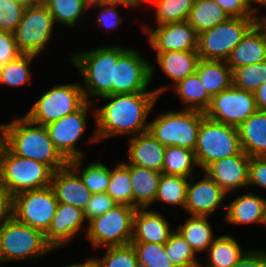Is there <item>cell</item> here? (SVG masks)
<instances>
[{
  "instance_id": "56",
  "label": "cell",
  "mask_w": 266,
  "mask_h": 267,
  "mask_svg": "<svg viewBox=\"0 0 266 267\" xmlns=\"http://www.w3.org/2000/svg\"><path fill=\"white\" fill-rule=\"evenodd\" d=\"M109 3H121L127 5L128 7H137V0H107Z\"/></svg>"
},
{
  "instance_id": "34",
  "label": "cell",
  "mask_w": 266,
  "mask_h": 267,
  "mask_svg": "<svg viewBox=\"0 0 266 267\" xmlns=\"http://www.w3.org/2000/svg\"><path fill=\"white\" fill-rule=\"evenodd\" d=\"M82 159L83 157L73 159L69 161V165L79 174L91 194L106 192L110 181V168L100 161H91L82 168Z\"/></svg>"
},
{
  "instance_id": "63",
  "label": "cell",
  "mask_w": 266,
  "mask_h": 267,
  "mask_svg": "<svg viewBox=\"0 0 266 267\" xmlns=\"http://www.w3.org/2000/svg\"><path fill=\"white\" fill-rule=\"evenodd\" d=\"M64 267H78V263H75V264H70V265H66Z\"/></svg>"
},
{
  "instance_id": "57",
  "label": "cell",
  "mask_w": 266,
  "mask_h": 267,
  "mask_svg": "<svg viewBox=\"0 0 266 267\" xmlns=\"http://www.w3.org/2000/svg\"><path fill=\"white\" fill-rule=\"evenodd\" d=\"M83 1H84V4H85L88 8H92L93 6L101 5V4L107 2V0H83Z\"/></svg>"
},
{
  "instance_id": "2",
  "label": "cell",
  "mask_w": 266,
  "mask_h": 267,
  "mask_svg": "<svg viewBox=\"0 0 266 267\" xmlns=\"http://www.w3.org/2000/svg\"><path fill=\"white\" fill-rule=\"evenodd\" d=\"M127 49L124 46L110 45L72 54L69 59L82 76L84 84L80 85L86 101L92 102V97L100 98L114 94L115 66Z\"/></svg>"
},
{
  "instance_id": "53",
  "label": "cell",
  "mask_w": 266,
  "mask_h": 267,
  "mask_svg": "<svg viewBox=\"0 0 266 267\" xmlns=\"http://www.w3.org/2000/svg\"><path fill=\"white\" fill-rule=\"evenodd\" d=\"M254 97L258 110L266 111V83L257 88Z\"/></svg>"
},
{
  "instance_id": "33",
  "label": "cell",
  "mask_w": 266,
  "mask_h": 267,
  "mask_svg": "<svg viewBox=\"0 0 266 267\" xmlns=\"http://www.w3.org/2000/svg\"><path fill=\"white\" fill-rule=\"evenodd\" d=\"M199 168L195 152L178 146H166L162 173L191 178Z\"/></svg>"
},
{
  "instance_id": "23",
  "label": "cell",
  "mask_w": 266,
  "mask_h": 267,
  "mask_svg": "<svg viewBox=\"0 0 266 267\" xmlns=\"http://www.w3.org/2000/svg\"><path fill=\"white\" fill-rule=\"evenodd\" d=\"M199 60L197 50L156 52L157 65L173 81V85L154 89L157 95L160 97L169 87L194 74Z\"/></svg>"
},
{
  "instance_id": "26",
  "label": "cell",
  "mask_w": 266,
  "mask_h": 267,
  "mask_svg": "<svg viewBox=\"0 0 266 267\" xmlns=\"http://www.w3.org/2000/svg\"><path fill=\"white\" fill-rule=\"evenodd\" d=\"M130 172L133 189V207L149 208L155 203L161 172L121 161Z\"/></svg>"
},
{
  "instance_id": "18",
  "label": "cell",
  "mask_w": 266,
  "mask_h": 267,
  "mask_svg": "<svg viewBox=\"0 0 266 267\" xmlns=\"http://www.w3.org/2000/svg\"><path fill=\"white\" fill-rule=\"evenodd\" d=\"M250 158L241 151L238 155L213 162L203 172L227 194L241 187H246L247 191Z\"/></svg>"
},
{
  "instance_id": "19",
  "label": "cell",
  "mask_w": 266,
  "mask_h": 267,
  "mask_svg": "<svg viewBox=\"0 0 266 267\" xmlns=\"http://www.w3.org/2000/svg\"><path fill=\"white\" fill-rule=\"evenodd\" d=\"M84 222L86 221L82 209L71 204L58 203L51 225L45 233V239L53 251L70 245L71 240L84 230Z\"/></svg>"
},
{
  "instance_id": "36",
  "label": "cell",
  "mask_w": 266,
  "mask_h": 267,
  "mask_svg": "<svg viewBox=\"0 0 266 267\" xmlns=\"http://www.w3.org/2000/svg\"><path fill=\"white\" fill-rule=\"evenodd\" d=\"M117 205L133 207V189L129 169L118 162L110 169V181L106 191Z\"/></svg>"
},
{
  "instance_id": "31",
  "label": "cell",
  "mask_w": 266,
  "mask_h": 267,
  "mask_svg": "<svg viewBox=\"0 0 266 267\" xmlns=\"http://www.w3.org/2000/svg\"><path fill=\"white\" fill-rule=\"evenodd\" d=\"M208 219L209 216L190 215L184 224L175 228L196 253L207 251L216 238Z\"/></svg>"
},
{
  "instance_id": "10",
  "label": "cell",
  "mask_w": 266,
  "mask_h": 267,
  "mask_svg": "<svg viewBox=\"0 0 266 267\" xmlns=\"http://www.w3.org/2000/svg\"><path fill=\"white\" fill-rule=\"evenodd\" d=\"M257 17H230L211 29L198 34L199 58L226 61L232 50L257 23Z\"/></svg>"
},
{
  "instance_id": "43",
  "label": "cell",
  "mask_w": 266,
  "mask_h": 267,
  "mask_svg": "<svg viewBox=\"0 0 266 267\" xmlns=\"http://www.w3.org/2000/svg\"><path fill=\"white\" fill-rule=\"evenodd\" d=\"M105 249L103 258L93 256L100 267H139L135 250L131 244L109 246Z\"/></svg>"
},
{
  "instance_id": "3",
  "label": "cell",
  "mask_w": 266,
  "mask_h": 267,
  "mask_svg": "<svg viewBox=\"0 0 266 267\" xmlns=\"http://www.w3.org/2000/svg\"><path fill=\"white\" fill-rule=\"evenodd\" d=\"M8 148L17 156L46 164L53 172L69 164L54 146L46 126L26 116L9 122Z\"/></svg>"
},
{
  "instance_id": "49",
  "label": "cell",
  "mask_w": 266,
  "mask_h": 267,
  "mask_svg": "<svg viewBox=\"0 0 266 267\" xmlns=\"http://www.w3.org/2000/svg\"><path fill=\"white\" fill-rule=\"evenodd\" d=\"M266 189V157H251L249 163L248 186Z\"/></svg>"
},
{
  "instance_id": "45",
  "label": "cell",
  "mask_w": 266,
  "mask_h": 267,
  "mask_svg": "<svg viewBox=\"0 0 266 267\" xmlns=\"http://www.w3.org/2000/svg\"><path fill=\"white\" fill-rule=\"evenodd\" d=\"M116 203L106 192L92 194L83 210L86 223L112 209Z\"/></svg>"
},
{
  "instance_id": "4",
  "label": "cell",
  "mask_w": 266,
  "mask_h": 267,
  "mask_svg": "<svg viewBox=\"0 0 266 267\" xmlns=\"http://www.w3.org/2000/svg\"><path fill=\"white\" fill-rule=\"evenodd\" d=\"M205 112L181 109L166 111L149 122L148 132L163 146H178L194 151Z\"/></svg>"
},
{
  "instance_id": "22",
  "label": "cell",
  "mask_w": 266,
  "mask_h": 267,
  "mask_svg": "<svg viewBox=\"0 0 266 267\" xmlns=\"http://www.w3.org/2000/svg\"><path fill=\"white\" fill-rule=\"evenodd\" d=\"M265 60L266 27L257 22L232 50L226 62L228 66L234 70L242 66L257 64Z\"/></svg>"
},
{
  "instance_id": "15",
  "label": "cell",
  "mask_w": 266,
  "mask_h": 267,
  "mask_svg": "<svg viewBox=\"0 0 266 267\" xmlns=\"http://www.w3.org/2000/svg\"><path fill=\"white\" fill-rule=\"evenodd\" d=\"M154 75V65L136 49L128 48L115 66L114 94L155 92L148 89Z\"/></svg>"
},
{
  "instance_id": "40",
  "label": "cell",
  "mask_w": 266,
  "mask_h": 267,
  "mask_svg": "<svg viewBox=\"0 0 266 267\" xmlns=\"http://www.w3.org/2000/svg\"><path fill=\"white\" fill-rule=\"evenodd\" d=\"M54 22L75 27L89 8L83 0H49L46 4Z\"/></svg>"
},
{
  "instance_id": "16",
  "label": "cell",
  "mask_w": 266,
  "mask_h": 267,
  "mask_svg": "<svg viewBox=\"0 0 266 267\" xmlns=\"http://www.w3.org/2000/svg\"><path fill=\"white\" fill-rule=\"evenodd\" d=\"M142 25L148 43L156 52L190 51L198 49V33L188 21L159 25L156 29Z\"/></svg>"
},
{
  "instance_id": "39",
  "label": "cell",
  "mask_w": 266,
  "mask_h": 267,
  "mask_svg": "<svg viewBox=\"0 0 266 267\" xmlns=\"http://www.w3.org/2000/svg\"><path fill=\"white\" fill-rule=\"evenodd\" d=\"M35 58L36 55L22 54L18 58L0 66V85L22 87L29 83L31 79L29 67Z\"/></svg>"
},
{
  "instance_id": "32",
  "label": "cell",
  "mask_w": 266,
  "mask_h": 267,
  "mask_svg": "<svg viewBox=\"0 0 266 267\" xmlns=\"http://www.w3.org/2000/svg\"><path fill=\"white\" fill-rule=\"evenodd\" d=\"M229 18L213 0H195L187 21L199 34L226 22Z\"/></svg>"
},
{
  "instance_id": "38",
  "label": "cell",
  "mask_w": 266,
  "mask_h": 267,
  "mask_svg": "<svg viewBox=\"0 0 266 267\" xmlns=\"http://www.w3.org/2000/svg\"><path fill=\"white\" fill-rule=\"evenodd\" d=\"M195 0H152L157 26L186 21Z\"/></svg>"
},
{
  "instance_id": "30",
  "label": "cell",
  "mask_w": 266,
  "mask_h": 267,
  "mask_svg": "<svg viewBox=\"0 0 266 267\" xmlns=\"http://www.w3.org/2000/svg\"><path fill=\"white\" fill-rule=\"evenodd\" d=\"M171 89L186 105L182 109L205 112L210 106L212 97L207 93L196 72L176 83Z\"/></svg>"
},
{
  "instance_id": "60",
  "label": "cell",
  "mask_w": 266,
  "mask_h": 267,
  "mask_svg": "<svg viewBox=\"0 0 266 267\" xmlns=\"http://www.w3.org/2000/svg\"><path fill=\"white\" fill-rule=\"evenodd\" d=\"M262 224L266 225V198L263 206V221Z\"/></svg>"
},
{
  "instance_id": "5",
  "label": "cell",
  "mask_w": 266,
  "mask_h": 267,
  "mask_svg": "<svg viewBox=\"0 0 266 267\" xmlns=\"http://www.w3.org/2000/svg\"><path fill=\"white\" fill-rule=\"evenodd\" d=\"M53 248L45 234L13 216L0 226V263L40 258Z\"/></svg>"
},
{
  "instance_id": "29",
  "label": "cell",
  "mask_w": 266,
  "mask_h": 267,
  "mask_svg": "<svg viewBox=\"0 0 266 267\" xmlns=\"http://www.w3.org/2000/svg\"><path fill=\"white\" fill-rule=\"evenodd\" d=\"M237 239L231 235H222L214 239L206 252V264L200 267H231L247 251L242 249Z\"/></svg>"
},
{
  "instance_id": "12",
  "label": "cell",
  "mask_w": 266,
  "mask_h": 267,
  "mask_svg": "<svg viewBox=\"0 0 266 267\" xmlns=\"http://www.w3.org/2000/svg\"><path fill=\"white\" fill-rule=\"evenodd\" d=\"M58 201L51 186L13 196V217L44 234L56 213Z\"/></svg>"
},
{
  "instance_id": "54",
  "label": "cell",
  "mask_w": 266,
  "mask_h": 267,
  "mask_svg": "<svg viewBox=\"0 0 266 267\" xmlns=\"http://www.w3.org/2000/svg\"><path fill=\"white\" fill-rule=\"evenodd\" d=\"M248 1H249V6H250L251 10L255 13L256 16L259 14V11H260L259 8L261 6H265L266 5V0H248ZM253 3L257 4L258 6L256 5V7H254Z\"/></svg>"
},
{
  "instance_id": "61",
  "label": "cell",
  "mask_w": 266,
  "mask_h": 267,
  "mask_svg": "<svg viewBox=\"0 0 266 267\" xmlns=\"http://www.w3.org/2000/svg\"><path fill=\"white\" fill-rule=\"evenodd\" d=\"M152 0H137V8L140 7V5L149 4Z\"/></svg>"
},
{
  "instance_id": "51",
  "label": "cell",
  "mask_w": 266,
  "mask_h": 267,
  "mask_svg": "<svg viewBox=\"0 0 266 267\" xmlns=\"http://www.w3.org/2000/svg\"><path fill=\"white\" fill-rule=\"evenodd\" d=\"M13 196L0 183V226L13 216Z\"/></svg>"
},
{
  "instance_id": "1",
  "label": "cell",
  "mask_w": 266,
  "mask_h": 267,
  "mask_svg": "<svg viewBox=\"0 0 266 267\" xmlns=\"http://www.w3.org/2000/svg\"><path fill=\"white\" fill-rule=\"evenodd\" d=\"M102 107H95V130L88 143H96L118 135L136 136L148 131L150 111L160 98L156 92L109 94Z\"/></svg>"
},
{
  "instance_id": "20",
  "label": "cell",
  "mask_w": 266,
  "mask_h": 267,
  "mask_svg": "<svg viewBox=\"0 0 266 267\" xmlns=\"http://www.w3.org/2000/svg\"><path fill=\"white\" fill-rule=\"evenodd\" d=\"M50 186L58 203L71 204L82 210L92 195L79 174L69 164L53 172Z\"/></svg>"
},
{
  "instance_id": "52",
  "label": "cell",
  "mask_w": 266,
  "mask_h": 267,
  "mask_svg": "<svg viewBox=\"0 0 266 267\" xmlns=\"http://www.w3.org/2000/svg\"><path fill=\"white\" fill-rule=\"evenodd\" d=\"M8 128L9 123L0 124V163L8 148Z\"/></svg>"
},
{
  "instance_id": "46",
  "label": "cell",
  "mask_w": 266,
  "mask_h": 267,
  "mask_svg": "<svg viewBox=\"0 0 266 267\" xmlns=\"http://www.w3.org/2000/svg\"><path fill=\"white\" fill-rule=\"evenodd\" d=\"M122 5L128 7L127 5L121 3H109V2L93 6V8L101 9L100 13L97 15L94 24H97V26L100 27H105V29L108 30H112L114 28L117 29L119 25L122 23L123 18L120 17L116 7Z\"/></svg>"
},
{
  "instance_id": "35",
  "label": "cell",
  "mask_w": 266,
  "mask_h": 267,
  "mask_svg": "<svg viewBox=\"0 0 266 267\" xmlns=\"http://www.w3.org/2000/svg\"><path fill=\"white\" fill-rule=\"evenodd\" d=\"M188 183L189 178L162 173L155 202L159 201L165 204L179 206L184 210Z\"/></svg>"
},
{
  "instance_id": "48",
  "label": "cell",
  "mask_w": 266,
  "mask_h": 267,
  "mask_svg": "<svg viewBox=\"0 0 266 267\" xmlns=\"http://www.w3.org/2000/svg\"><path fill=\"white\" fill-rule=\"evenodd\" d=\"M230 17H257L248 0H213Z\"/></svg>"
},
{
  "instance_id": "28",
  "label": "cell",
  "mask_w": 266,
  "mask_h": 267,
  "mask_svg": "<svg viewBox=\"0 0 266 267\" xmlns=\"http://www.w3.org/2000/svg\"><path fill=\"white\" fill-rule=\"evenodd\" d=\"M196 73L211 97L233 85V70L224 60L200 59Z\"/></svg>"
},
{
  "instance_id": "41",
  "label": "cell",
  "mask_w": 266,
  "mask_h": 267,
  "mask_svg": "<svg viewBox=\"0 0 266 267\" xmlns=\"http://www.w3.org/2000/svg\"><path fill=\"white\" fill-rule=\"evenodd\" d=\"M139 267H175L165 252V244L131 242Z\"/></svg>"
},
{
  "instance_id": "62",
  "label": "cell",
  "mask_w": 266,
  "mask_h": 267,
  "mask_svg": "<svg viewBox=\"0 0 266 267\" xmlns=\"http://www.w3.org/2000/svg\"><path fill=\"white\" fill-rule=\"evenodd\" d=\"M49 0H33L34 4L45 5Z\"/></svg>"
},
{
  "instance_id": "58",
  "label": "cell",
  "mask_w": 266,
  "mask_h": 267,
  "mask_svg": "<svg viewBox=\"0 0 266 267\" xmlns=\"http://www.w3.org/2000/svg\"><path fill=\"white\" fill-rule=\"evenodd\" d=\"M14 1L18 2L20 5L25 6V7L35 5L33 3V0H14Z\"/></svg>"
},
{
  "instance_id": "55",
  "label": "cell",
  "mask_w": 266,
  "mask_h": 267,
  "mask_svg": "<svg viewBox=\"0 0 266 267\" xmlns=\"http://www.w3.org/2000/svg\"><path fill=\"white\" fill-rule=\"evenodd\" d=\"M78 267H100V265L93 257H87L84 262L78 263Z\"/></svg>"
},
{
  "instance_id": "6",
  "label": "cell",
  "mask_w": 266,
  "mask_h": 267,
  "mask_svg": "<svg viewBox=\"0 0 266 267\" xmlns=\"http://www.w3.org/2000/svg\"><path fill=\"white\" fill-rule=\"evenodd\" d=\"M52 174L46 164L17 156L9 148L0 163V183L12 196L50 186Z\"/></svg>"
},
{
  "instance_id": "13",
  "label": "cell",
  "mask_w": 266,
  "mask_h": 267,
  "mask_svg": "<svg viewBox=\"0 0 266 267\" xmlns=\"http://www.w3.org/2000/svg\"><path fill=\"white\" fill-rule=\"evenodd\" d=\"M257 110L254 93L232 85L212 97L205 115L216 122L238 127Z\"/></svg>"
},
{
  "instance_id": "25",
  "label": "cell",
  "mask_w": 266,
  "mask_h": 267,
  "mask_svg": "<svg viewBox=\"0 0 266 267\" xmlns=\"http://www.w3.org/2000/svg\"><path fill=\"white\" fill-rule=\"evenodd\" d=\"M237 128L242 151L249 157H266V111L257 110Z\"/></svg>"
},
{
  "instance_id": "9",
  "label": "cell",
  "mask_w": 266,
  "mask_h": 267,
  "mask_svg": "<svg viewBox=\"0 0 266 267\" xmlns=\"http://www.w3.org/2000/svg\"><path fill=\"white\" fill-rule=\"evenodd\" d=\"M86 102L80 83L56 84L41 95L24 116L46 126L77 111Z\"/></svg>"
},
{
  "instance_id": "37",
  "label": "cell",
  "mask_w": 266,
  "mask_h": 267,
  "mask_svg": "<svg viewBox=\"0 0 266 267\" xmlns=\"http://www.w3.org/2000/svg\"><path fill=\"white\" fill-rule=\"evenodd\" d=\"M165 252L175 267H200L197 253L176 229L165 243Z\"/></svg>"
},
{
  "instance_id": "50",
  "label": "cell",
  "mask_w": 266,
  "mask_h": 267,
  "mask_svg": "<svg viewBox=\"0 0 266 267\" xmlns=\"http://www.w3.org/2000/svg\"><path fill=\"white\" fill-rule=\"evenodd\" d=\"M231 267H266V251L248 249Z\"/></svg>"
},
{
  "instance_id": "59",
  "label": "cell",
  "mask_w": 266,
  "mask_h": 267,
  "mask_svg": "<svg viewBox=\"0 0 266 267\" xmlns=\"http://www.w3.org/2000/svg\"><path fill=\"white\" fill-rule=\"evenodd\" d=\"M257 21L260 25L265 26L266 27V14L264 15H257Z\"/></svg>"
},
{
  "instance_id": "27",
  "label": "cell",
  "mask_w": 266,
  "mask_h": 267,
  "mask_svg": "<svg viewBox=\"0 0 266 267\" xmlns=\"http://www.w3.org/2000/svg\"><path fill=\"white\" fill-rule=\"evenodd\" d=\"M265 198L248 192L226 204L224 220L229 224H261Z\"/></svg>"
},
{
  "instance_id": "44",
  "label": "cell",
  "mask_w": 266,
  "mask_h": 267,
  "mask_svg": "<svg viewBox=\"0 0 266 267\" xmlns=\"http://www.w3.org/2000/svg\"><path fill=\"white\" fill-rule=\"evenodd\" d=\"M26 8L14 0H0V31L14 33Z\"/></svg>"
},
{
  "instance_id": "7",
  "label": "cell",
  "mask_w": 266,
  "mask_h": 267,
  "mask_svg": "<svg viewBox=\"0 0 266 267\" xmlns=\"http://www.w3.org/2000/svg\"><path fill=\"white\" fill-rule=\"evenodd\" d=\"M242 151L238 128L205 117L194 150L196 160L204 171L213 162L238 155Z\"/></svg>"
},
{
  "instance_id": "17",
  "label": "cell",
  "mask_w": 266,
  "mask_h": 267,
  "mask_svg": "<svg viewBox=\"0 0 266 267\" xmlns=\"http://www.w3.org/2000/svg\"><path fill=\"white\" fill-rule=\"evenodd\" d=\"M203 176L196 183L194 176L189 178L184 210L190 215L211 216L220 207L226 209L222 202L228 194L205 172Z\"/></svg>"
},
{
  "instance_id": "47",
  "label": "cell",
  "mask_w": 266,
  "mask_h": 267,
  "mask_svg": "<svg viewBox=\"0 0 266 267\" xmlns=\"http://www.w3.org/2000/svg\"><path fill=\"white\" fill-rule=\"evenodd\" d=\"M22 54L16 45L14 34L0 31V66L7 64Z\"/></svg>"
},
{
  "instance_id": "42",
  "label": "cell",
  "mask_w": 266,
  "mask_h": 267,
  "mask_svg": "<svg viewBox=\"0 0 266 267\" xmlns=\"http://www.w3.org/2000/svg\"><path fill=\"white\" fill-rule=\"evenodd\" d=\"M266 83V60L233 70V85L245 91L255 92Z\"/></svg>"
},
{
  "instance_id": "8",
  "label": "cell",
  "mask_w": 266,
  "mask_h": 267,
  "mask_svg": "<svg viewBox=\"0 0 266 267\" xmlns=\"http://www.w3.org/2000/svg\"><path fill=\"white\" fill-rule=\"evenodd\" d=\"M135 210L132 206L116 204L103 215L89 221L84 233L93 248L131 244Z\"/></svg>"
},
{
  "instance_id": "11",
  "label": "cell",
  "mask_w": 266,
  "mask_h": 267,
  "mask_svg": "<svg viewBox=\"0 0 266 267\" xmlns=\"http://www.w3.org/2000/svg\"><path fill=\"white\" fill-rule=\"evenodd\" d=\"M56 24L46 5L35 4L26 8L15 29L16 45L23 54L40 55L48 47Z\"/></svg>"
},
{
  "instance_id": "21",
  "label": "cell",
  "mask_w": 266,
  "mask_h": 267,
  "mask_svg": "<svg viewBox=\"0 0 266 267\" xmlns=\"http://www.w3.org/2000/svg\"><path fill=\"white\" fill-rule=\"evenodd\" d=\"M174 231L166 216L149 208H137L133 216V237L131 242L165 244Z\"/></svg>"
},
{
  "instance_id": "14",
  "label": "cell",
  "mask_w": 266,
  "mask_h": 267,
  "mask_svg": "<svg viewBox=\"0 0 266 267\" xmlns=\"http://www.w3.org/2000/svg\"><path fill=\"white\" fill-rule=\"evenodd\" d=\"M92 103L87 101L77 111L46 125L54 146L68 162L73 159L84 158V153L77 146V142L80 141L85 132L88 122L86 118L91 109L95 120V108L92 107Z\"/></svg>"
},
{
  "instance_id": "24",
  "label": "cell",
  "mask_w": 266,
  "mask_h": 267,
  "mask_svg": "<svg viewBox=\"0 0 266 267\" xmlns=\"http://www.w3.org/2000/svg\"><path fill=\"white\" fill-rule=\"evenodd\" d=\"M127 153L128 164L162 173L165 146L148 131L129 138Z\"/></svg>"
}]
</instances>
